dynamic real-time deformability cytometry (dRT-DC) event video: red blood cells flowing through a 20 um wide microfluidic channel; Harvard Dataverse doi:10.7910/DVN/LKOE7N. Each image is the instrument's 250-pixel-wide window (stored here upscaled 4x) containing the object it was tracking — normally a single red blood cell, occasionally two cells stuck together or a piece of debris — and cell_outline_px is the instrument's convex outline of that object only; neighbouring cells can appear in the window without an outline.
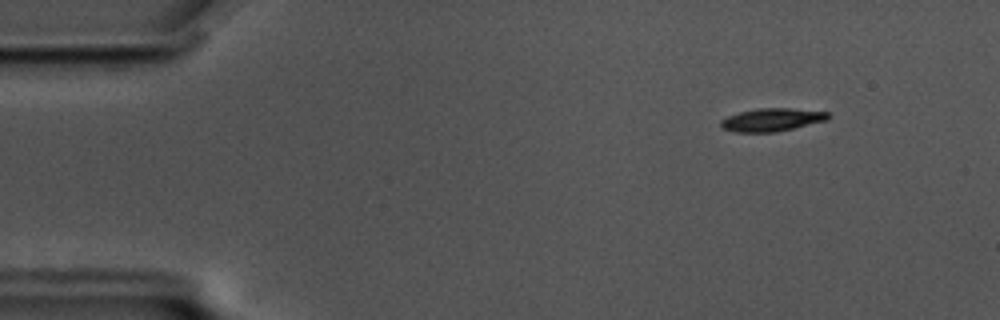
{"species": "common noctule bat (a hibernating species)", "species_latin": "Nyctalus noctula", "temperature_condition": "cold", "stored_images_in_passage": 58, "camera_frame_rate_fps": 3000, "um_per_image_px": 0.085, "animal": {"sex": "male", "body_mass_g": 17.5, "forearm_length_mm": 52.3}, "frame": {"image": 1, "passage_image": 7, "time_ms": 2.0, "image_size_px": [1000, 320], "cell_outline_px": [[828, 120], [776, 132], [736, 132], [720, 128], [720, 120], [728, 116], [740, 112], [760, 108], [788, 108], [828, 112]], "centroid_in_image_um": [65.57, 10.18], "position_along_channel_um": 19.4, "area_um2": 14.28}}
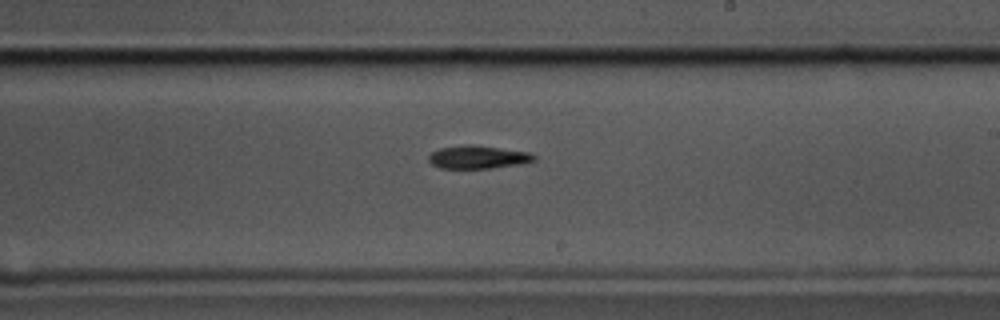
{"frame": {"image": 2, "passage_image": 34, "time_ms": 11.0, "image_size_px": [1000, 320], "cell_outline_px": [[536, 160], [520, 164], [492, 168], [440, 168], [432, 164], [428, 160], [428, 156], [432, 152], [440, 148], [468, 144], [472, 144], [528, 152], [536, 156]], "centroid_in_image_um": [40.62, 13.35], "position_along_channel_um": 248.4, "area_um2": 14.1}}
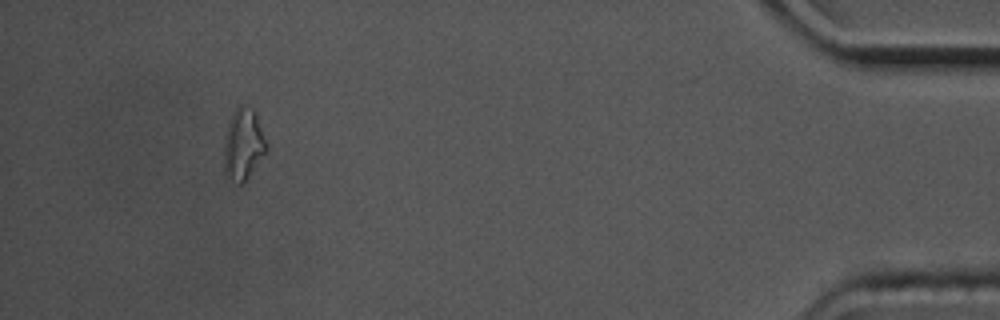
{"frame": {"image": 3, "passage_image": 54, "time_ms": 17.667, "image_size_px": [1000, 320], "cell_outline_px": [[268, 148], [248, 176], [240, 184], [224, 176], [224, 140], [228, 124], [232, 112], [240, 104], [256, 108], [268, 144]], "centroid_in_image_um": [20.69, 12.19], "position_along_channel_um": 414.5, "area_um2": 17.98}, "authors_computed_cell_mechanics": {"area_um2": 14.5367, "velocity_mm_per_s": 3.4818, "shape_relaxation_time_tau1_ms": 7.0376, "shape_relaxation_time_tau2_ms": null, "deformation_change_tau1": 0.1642, "deformation_change_tau2": null}}